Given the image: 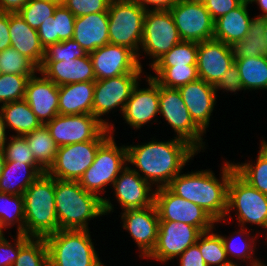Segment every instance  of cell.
<instances>
[{
  "label": "cell",
  "instance_id": "ba28073f",
  "mask_svg": "<svg viewBox=\"0 0 267 266\" xmlns=\"http://www.w3.org/2000/svg\"><path fill=\"white\" fill-rule=\"evenodd\" d=\"M182 41L203 42L214 39V19L202 0H178L169 10Z\"/></svg>",
  "mask_w": 267,
  "mask_h": 266
},
{
  "label": "cell",
  "instance_id": "c3c4849f",
  "mask_svg": "<svg viewBox=\"0 0 267 266\" xmlns=\"http://www.w3.org/2000/svg\"><path fill=\"white\" fill-rule=\"evenodd\" d=\"M226 88V90L236 91L243 87L239 69L234 63L221 77V79L214 85L217 87Z\"/></svg>",
  "mask_w": 267,
  "mask_h": 266
},
{
  "label": "cell",
  "instance_id": "f35d334b",
  "mask_svg": "<svg viewBox=\"0 0 267 266\" xmlns=\"http://www.w3.org/2000/svg\"><path fill=\"white\" fill-rule=\"evenodd\" d=\"M37 67L30 59L9 47L0 51V71L5 74L32 75Z\"/></svg>",
  "mask_w": 267,
  "mask_h": 266
},
{
  "label": "cell",
  "instance_id": "03108f58",
  "mask_svg": "<svg viewBox=\"0 0 267 266\" xmlns=\"http://www.w3.org/2000/svg\"><path fill=\"white\" fill-rule=\"evenodd\" d=\"M1 229H2V227H1V224H0V239H2L3 238V234H2V231H1Z\"/></svg>",
  "mask_w": 267,
  "mask_h": 266
},
{
  "label": "cell",
  "instance_id": "6125c7cd",
  "mask_svg": "<svg viewBox=\"0 0 267 266\" xmlns=\"http://www.w3.org/2000/svg\"><path fill=\"white\" fill-rule=\"evenodd\" d=\"M219 266H236V265L229 262V261H226V262H223L222 264H220Z\"/></svg>",
  "mask_w": 267,
  "mask_h": 266
},
{
  "label": "cell",
  "instance_id": "6da1fadb",
  "mask_svg": "<svg viewBox=\"0 0 267 266\" xmlns=\"http://www.w3.org/2000/svg\"><path fill=\"white\" fill-rule=\"evenodd\" d=\"M195 150L180 138L167 143L152 142L140 147H128L127 161L138 166L150 180L166 181L163 187H167Z\"/></svg>",
  "mask_w": 267,
  "mask_h": 266
},
{
  "label": "cell",
  "instance_id": "f5cc1de1",
  "mask_svg": "<svg viewBox=\"0 0 267 266\" xmlns=\"http://www.w3.org/2000/svg\"><path fill=\"white\" fill-rule=\"evenodd\" d=\"M11 47L9 13L0 11V51Z\"/></svg>",
  "mask_w": 267,
  "mask_h": 266
},
{
  "label": "cell",
  "instance_id": "7402d4cb",
  "mask_svg": "<svg viewBox=\"0 0 267 266\" xmlns=\"http://www.w3.org/2000/svg\"><path fill=\"white\" fill-rule=\"evenodd\" d=\"M123 215L127 223H124V227L131 232L139 247L148 256L154 249L158 237L160 220L155 204L143 209H128Z\"/></svg>",
  "mask_w": 267,
  "mask_h": 266
},
{
  "label": "cell",
  "instance_id": "4316f807",
  "mask_svg": "<svg viewBox=\"0 0 267 266\" xmlns=\"http://www.w3.org/2000/svg\"><path fill=\"white\" fill-rule=\"evenodd\" d=\"M95 82L59 86V114H92Z\"/></svg>",
  "mask_w": 267,
  "mask_h": 266
},
{
  "label": "cell",
  "instance_id": "74e56055",
  "mask_svg": "<svg viewBox=\"0 0 267 266\" xmlns=\"http://www.w3.org/2000/svg\"><path fill=\"white\" fill-rule=\"evenodd\" d=\"M59 3L49 0H29V2L18 12L24 21L34 29L53 16Z\"/></svg>",
  "mask_w": 267,
  "mask_h": 266
},
{
  "label": "cell",
  "instance_id": "5bb4252c",
  "mask_svg": "<svg viewBox=\"0 0 267 266\" xmlns=\"http://www.w3.org/2000/svg\"><path fill=\"white\" fill-rule=\"evenodd\" d=\"M207 233L183 222L159 221L157 242L148 256L162 261L171 259L196 244Z\"/></svg>",
  "mask_w": 267,
  "mask_h": 266
},
{
  "label": "cell",
  "instance_id": "9f6ffc18",
  "mask_svg": "<svg viewBox=\"0 0 267 266\" xmlns=\"http://www.w3.org/2000/svg\"><path fill=\"white\" fill-rule=\"evenodd\" d=\"M3 115H0V149H4L5 145V122L4 118H2Z\"/></svg>",
  "mask_w": 267,
  "mask_h": 266
},
{
  "label": "cell",
  "instance_id": "bcb514c9",
  "mask_svg": "<svg viewBox=\"0 0 267 266\" xmlns=\"http://www.w3.org/2000/svg\"><path fill=\"white\" fill-rule=\"evenodd\" d=\"M18 230L19 232H18V238H17L18 240L16 244L17 246L16 252L10 247V244L5 240L4 237L0 239V251L5 250L4 253L5 252L7 253L4 259H3V256L0 258V266H13V263L16 261V258L18 256L20 246L30 237L28 235L29 230L24 229V227L22 228V226H20ZM7 249L9 250V252ZM9 253L10 255H8Z\"/></svg>",
  "mask_w": 267,
  "mask_h": 266
},
{
  "label": "cell",
  "instance_id": "003e7915",
  "mask_svg": "<svg viewBox=\"0 0 267 266\" xmlns=\"http://www.w3.org/2000/svg\"><path fill=\"white\" fill-rule=\"evenodd\" d=\"M253 266H262V265L255 263Z\"/></svg>",
  "mask_w": 267,
  "mask_h": 266
},
{
  "label": "cell",
  "instance_id": "ab89813d",
  "mask_svg": "<svg viewBox=\"0 0 267 266\" xmlns=\"http://www.w3.org/2000/svg\"><path fill=\"white\" fill-rule=\"evenodd\" d=\"M33 75L5 74L0 75V101L5 104L23 100L25 97L26 85Z\"/></svg>",
  "mask_w": 267,
  "mask_h": 266
},
{
  "label": "cell",
  "instance_id": "8d00e7d4",
  "mask_svg": "<svg viewBox=\"0 0 267 266\" xmlns=\"http://www.w3.org/2000/svg\"><path fill=\"white\" fill-rule=\"evenodd\" d=\"M33 166V167H32ZM32 168L31 170H33L32 172H30V174H28V176L26 177V179L24 180V183H21L19 186L21 187L19 190L17 191H13L11 188L13 186V184L11 183V179H10V171L12 170H27L28 168ZM34 164H25V163H20V162H15V161H6L4 168H3V173L2 176L0 178V192L6 193V194H13V195H23V193L25 192V190L41 175L46 173V170L43 169V167H40L39 169H34ZM21 172V171H20ZM11 180V181H10ZM12 184V186H11ZM8 192V193H7Z\"/></svg>",
  "mask_w": 267,
  "mask_h": 266
},
{
  "label": "cell",
  "instance_id": "ffe728a7",
  "mask_svg": "<svg viewBox=\"0 0 267 266\" xmlns=\"http://www.w3.org/2000/svg\"><path fill=\"white\" fill-rule=\"evenodd\" d=\"M24 100L42 125L44 117H50L51 119H48L50 121L59 114V86L46 77L29 78Z\"/></svg>",
  "mask_w": 267,
  "mask_h": 266
},
{
  "label": "cell",
  "instance_id": "277c9868",
  "mask_svg": "<svg viewBox=\"0 0 267 266\" xmlns=\"http://www.w3.org/2000/svg\"><path fill=\"white\" fill-rule=\"evenodd\" d=\"M25 219L33 236L45 238L59 229L55 211V178L50 171L41 174L23 193Z\"/></svg>",
  "mask_w": 267,
  "mask_h": 266
},
{
  "label": "cell",
  "instance_id": "ee69618b",
  "mask_svg": "<svg viewBox=\"0 0 267 266\" xmlns=\"http://www.w3.org/2000/svg\"><path fill=\"white\" fill-rule=\"evenodd\" d=\"M6 153V154H5ZM4 155L6 161H15L25 164H36L33 152L27 144L25 136L14 137L6 149L4 148Z\"/></svg>",
  "mask_w": 267,
  "mask_h": 266
},
{
  "label": "cell",
  "instance_id": "2e32d148",
  "mask_svg": "<svg viewBox=\"0 0 267 266\" xmlns=\"http://www.w3.org/2000/svg\"><path fill=\"white\" fill-rule=\"evenodd\" d=\"M159 112L168 120L170 125L179 134V138L187 141L197 149L194 141L200 140L203 132L192 120L181 93L175 88H166L159 85Z\"/></svg>",
  "mask_w": 267,
  "mask_h": 266
},
{
  "label": "cell",
  "instance_id": "60d3db41",
  "mask_svg": "<svg viewBox=\"0 0 267 266\" xmlns=\"http://www.w3.org/2000/svg\"><path fill=\"white\" fill-rule=\"evenodd\" d=\"M48 51L51 54H49ZM87 54L88 53L75 40L69 39L49 45L45 49L43 62L64 61V59L75 60L76 58L85 57Z\"/></svg>",
  "mask_w": 267,
  "mask_h": 266
},
{
  "label": "cell",
  "instance_id": "30bf717a",
  "mask_svg": "<svg viewBox=\"0 0 267 266\" xmlns=\"http://www.w3.org/2000/svg\"><path fill=\"white\" fill-rule=\"evenodd\" d=\"M127 160V148L117 149L109 138L98 148L94 162L79 179L81 187L95 194L98 189L117 179V174L122 168L123 161Z\"/></svg>",
  "mask_w": 267,
  "mask_h": 266
},
{
  "label": "cell",
  "instance_id": "44dd1931",
  "mask_svg": "<svg viewBox=\"0 0 267 266\" xmlns=\"http://www.w3.org/2000/svg\"><path fill=\"white\" fill-rule=\"evenodd\" d=\"M194 123L203 131L215 101V87L198 78L178 88Z\"/></svg>",
  "mask_w": 267,
  "mask_h": 266
},
{
  "label": "cell",
  "instance_id": "8992f818",
  "mask_svg": "<svg viewBox=\"0 0 267 266\" xmlns=\"http://www.w3.org/2000/svg\"><path fill=\"white\" fill-rule=\"evenodd\" d=\"M109 44L134 51L142 42L145 8L133 0H111L108 8Z\"/></svg>",
  "mask_w": 267,
  "mask_h": 266
},
{
  "label": "cell",
  "instance_id": "cb8c5ba5",
  "mask_svg": "<svg viewBox=\"0 0 267 266\" xmlns=\"http://www.w3.org/2000/svg\"><path fill=\"white\" fill-rule=\"evenodd\" d=\"M151 89L136 91L134 87L130 100L123 103L122 111L125 119L131 125L138 127L150 120L159 112V84L149 78Z\"/></svg>",
  "mask_w": 267,
  "mask_h": 266
},
{
  "label": "cell",
  "instance_id": "7c38bea8",
  "mask_svg": "<svg viewBox=\"0 0 267 266\" xmlns=\"http://www.w3.org/2000/svg\"><path fill=\"white\" fill-rule=\"evenodd\" d=\"M182 40L169 10L145 12L142 44L159 60Z\"/></svg>",
  "mask_w": 267,
  "mask_h": 266
},
{
  "label": "cell",
  "instance_id": "836d02e7",
  "mask_svg": "<svg viewBox=\"0 0 267 266\" xmlns=\"http://www.w3.org/2000/svg\"><path fill=\"white\" fill-rule=\"evenodd\" d=\"M162 79L153 78L159 85L166 88H175L186 85L197 80L198 73L196 65L175 67H153Z\"/></svg>",
  "mask_w": 267,
  "mask_h": 266
},
{
  "label": "cell",
  "instance_id": "f1b7e54d",
  "mask_svg": "<svg viewBox=\"0 0 267 266\" xmlns=\"http://www.w3.org/2000/svg\"><path fill=\"white\" fill-rule=\"evenodd\" d=\"M1 110L4 114L3 118L8 122L9 126L23 134V136L42 125L24 99L7 104L4 103Z\"/></svg>",
  "mask_w": 267,
  "mask_h": 266
},
{
  "label": "cell",
  "instance_id": "9c48e42d",
  "mask_svg": "<svg viewBox=\"0 0 267 266\" xmlns=\"http://www.w3.org/2000/svg\"><path fill=\"white\" fill-rule=\"evenodd\" d=\"M160 221L183 222L209 232L215 220L200 206L174 194L168 187H161L154 194Z\"/></svg>",
  "mask_w": 267,
  "mask_h": 266
},
{
  "label": "cell",
  "instance_id": "1f68e13d",
  "mask_svg": "<svg viewBox=\"0 0 267 266\" xmlns=\"http://www.w3.org/2000/svg\"><path fill=\"white\" fill-rule=\"evenodd\" d=\"M234 63L239 69L244 88H267V55L235 58Z\"/></svg>",
  "mask_w": 267,
  "mask_h": 266
},
{
  "label": "cell",
  "instance_id": "7bdbcfd3",
  "mask_svg": "<svg viewBox=\"0 0 267 266\" xmlns=\"http://www.w3.org/2000/svg\"><path fill=\"white\" fill-rule=\"evenodd\" d=\"M53 16L56 27V43L72 39L76 18L74 14L63 4H59Z\"/></svg>",
  "mask_w": 267,
  "mask_h": 266
},
{
  "label": "cell",
  "instance_id": "9a60e30c",
  "mask_svg": "<svg viewBox=\"0 0 267 266\" xmlns=\"http://www.w3.org/2000/svg\"><path fill=\"white\" fill-rule=\"evenodd\" d=\"M132 50L127 47L106 44L89 53L96 80L123 74H140L141 66Z\"/></svg>",
  "mask_w": 267,
  "mask_h": 266
},
{
  "label": "cell",
  "instance_id": "91938a15",
  "mask_svg": "<svg viewBox=\"0 0 267 266\" xmlns=\"http://www.w3.org/2000/svg\"><path fill=\"white\" fill-rule=\"evenodd\" d=\"M222 240H223V243H224V247H225V251H226V254L228 253V252H232V254H234L233 253V251H232V249H230V246H229V244H228V241H226V239H224L223 237H222ZM230 249V250H229ZM237 251V254H238V251L239 250H236ZM235 252V251H234ZM241 252V251H240ZM245 252V250L243 249V252L242 253H244Z\"/></svg>",
  "mask_w": 267,
  "mask_h": 266
},
{
  "label": "cell",
  "instance_id": "db71d44e",
  "mask_svg": "<svg viewBox=\"0 0 267 266\" xmlns=\"http://www.w3.org/2000/svg\"><path fill=\"white\" fill-rule=\"evenodd\" d=\"M29 0H0V11L18 13Z\"/></svg>",
  "mask_w": 267,
  "mask_h": 266
},
{
  "label": "cell",
  "instance_id": "52a82bcc",
  "mask_svg": "<svg viewBox=\"0 0 267 266\" xmlns=\"http://www.w3.org/2000/svg\"><path fill=\"white\" fill-rule=\"evenodd\" d=\"M58 147L92 140H107L108 126L93 114L56 115L44 123Z\"/></svg>",
  "mask_w": 267,
  "mask_h": 266
},
{
  "label": "cell",
  "instance_id": "681fc988",
  "mask_svg": "<svg viewBox=\"0 0 267 266\" xmlns=\"http://www.w3.org/2000/svg\"><path fill=\"white\" fill-rule=\"evenodd\" d=\"M11 196L10 197H13L15 198L14 199V202L12 205H14L16 207V216H20V219H25V206H24V197L23 195H13V194H10ZM6 193H3V192H0V201L1 200H4L5 198V201L8 199L10 201L11 198H7L6 197ZM3 202V201H2ZM14 207V208H15ZM6 208V207H5ZM0 209V224H1V227H3L5 225V223L7 224L8 222H6L7 220L10 221L12 219L11 218V215L8 213V211L6 209ZM5 210V211H4Z\"/></svg>",
  "mask_w": 267,
  "mask_h": 266
},
{
  "label": "cell",
  "instance_id": "6f0895ef",
  "mask_svg": "<svg viewBox=\"0 0 267 266\" xmlns=\"http://www.w3.org/2000/svg\"><path fill=\"white\" fill-rule=\"evenodd\" d=\"M5 155H4V149H0V178L2 176V173H3V168H4V165H5Z\"/></svg>",
  "mask_w": 267,
  "mask_h": 266
},
{
  "label": "cell",
  "instance_id": "4fadbf2b",
  "mask_svg": "<svg viewBox=\"0 0 267 266\" xmlns=\"http://www.w3.org/2000/svg\"><path fill=\"white\" fill-rule=\"evenodd\" d=\"M227 205L228 210L234 206L238 208L243 223L247 221L267 227V195L249 185L236 172L228 183Z\"/></svg>",
  "mask_w": 267,
  "mask_h": 266
},
{
  "label": "cell",
  "instance_id": "7a4b0ae2",
  "mask_svg": "<svg viewBox=\"0 0 267 266\" xmlns=\"http://www.w3.org/2000/svg\"><path fill=\"white\" fill-rule=\"evenodd\" d=\"M234 172V165L225 166L223 184H219L211 172L177 175L167 187L174 194L202 207L215 221H218L226 215L225 210L228 211V183Z\"/></svg>",
  "mask_w": 267,
  "mask_h": 266
},
{
  "label": "cell",
  "instance_id": "ac0fdd59",
  "mask_svg": "<svg viewBox=\"0 0 267 266\" xmlns=\"http://www.w3.org/2000/svg\"><path fill=\"white\" fill-rule=\"evenodd\" d=\"M139 74H123L95 81L92 114L97 118L130 98Z\"/></svg>",
  "mask_w": 267,
  "mask_h": 266
},
{
  "label": "cell",
  "instance_id": "3957f363",
  "mask_svg": "<svg viewBox=\"0 0 267 266\" xmlns=\"http://www.w3.org/2000/svg\"><path fill=\"white\" fill-rule=\"evenodd\" d=\"M111 208L108 201L85 191L78 181L55 179V211L60 230H85V220Z\"/></svg>",
  "mask_w": 267,
  "mask_h": 266
},
{
  "label": "cell",
  "instance_id": "b9f144b4",
  "mask_svg": "<svg viewBox=\"0 0 267 266\" xmlns=\"http://www.w3.org/2000/svg\"><path fill=\"white\" fill-rule=\"evenodd\" d=\"M198 246L207 266L219 264L227 256L221 236L209 235Z\"/></svg>",
  "mask_w": 267,
  "mask_h": 266
},
{
  "label": "cell",
  "instance_id": "f546056e",
  "mask_svg": "<svg viewBox=\"0 0 267 266\" xmlns=\"http://www.w3.org/2000/svg\"><path fill=\"white\" fill-rule=\"evenodd\" d=\"M265 18L251 20L247 36L232 45L235 58L258 57L267 55V45L264 41Z\"/></svg>",
  "mask_w": 267,
  "mask_h": 266
},
{
  "label": "cell",
  "instance_id": "816d5d0a",
  "mask_svg": "<svg viewBox=\"0 0 267 266\" xmlns=\"http://www.w3.org/2000/svg\"><path fill=\"white\" fill-rule=\"evenodd\" d=\"M181 266H207L198 243L188 247L181 255Z\"/></svg>",
  "mask_w": 267,
  "mask_h": 266
},
{
  "label": "cell",
  "instance_id": "7dc6e473",
  "mask_svg": "<svg viewBox=\"0 0 267 266\" xmlns=\"http://www.w3.org/2000/svg\"><path fill=\"white\" fill-rule=\"evenodd\" d=\"M202 2L214 21L241 4L239 0H202Z\"/></svg>",
  "mask_w": 267,
  "mask_h": 266
},
{
  "label": "cell",
  "instance_id": "5b68a950",
  "mask_svg": "<svg viewBox=\"0 0 267 266\" xmlns=\"http://www.w3.org/2000/svg\"><path fill=\"white\" fill-rule=\"evenodd\" d=\"M49 266H102L85 230H58L44 238Z\"/></svg>",
  "mask_w": 267,
  "mask_h": 266
},
{
  "label": "cell",
  "instance_id": "4dcf8cb0",
  "mask_svg": "<svg viewBox=\"0 0 267 266\" xmlns=\"http://www.w3.org/2000/svg\"><path fill=\"white\" fill-rule=\"evenodd\" d=\"M25 138L33 152L35 161L39 164H44L43 169L47 171L53 164L58 149L49 129L43 124L38 129L25 135Z\"/></svg>",
  "mask_w": 267,
  "mask_h": 266
},
{
  "label": "cell",
  "instance_id": "e0dca14e",
  "mask_svg": "<svg viewBox=\"0 0 267 266\" xmlns=\"http://www.w3.org/2000/svg\"><path fill=\"white\" fill-rule=\"evenodd\" d=\"M232 46L211 39L198 43L197 73L206 83L215 85L234 64Z\"/></svg>",
  "mask_w": 267,
  "mask_h": 266
},
{
  "label": "cell",
  "instance_id": "680465c9",
  "mask_svg": "<svg viewBox=\"0 0 267 266\" xmlns=\"http://www.w3.org/2000/svg\"><path fill=\"white\" fill-rule=\"evenodd\" d=\"M255 1V0H252ZM261 5L262 10L266 13L261 18H267V0H256Z\"/></svg>",
  "mask_w": 267,
  "mask_h": 266
},
{
  "label": "cell",
  "instance_id": "f6af8a7d",
  "mask_svg": "<svg viewBox=\"0 0 267 266\" xmlns=\"http://www.w3.org/2000/svg\"><path fill=\"white\" fill-rule=\"evenodd\" d=\"M111 0H64L62 3L75 17L83 15L107 12Z\"/></svg>",
  "mask_w": 267,
  "mask_h": 266
},
{
  "label": "cell",
  "instance_id": "d4e9b609",
  "mask_svg": "<svg viewBox=\"0 0 267 266\" xmlns=\"http://www.w3.org/2000/svg\"><path fill=\"white\" fill-rule=\"evenodd\" d=\"M9 31L11 47L40 68L45 49L40 43L37 30L31 28L18 13H9Z\"/></svg>",
  "mask_w": 267,
  "mask_h": 266
},
{
  "label": "cell",
  "instance_id": "e575fe53",
  "mask_svg": "<svg viewBox=\"0 0 267 266\" xmlns=\"http://www.w3.org/2000/svg\"><path fill=\"white\" fill-rule=\"evenodd\" d=\"M235 172L249 185L267 195V144L264 143L254 167L234 165Z\"/></svg>",
  "mask_w": 267,
  "mask_h": 266
},
{
  "label": "cell",
  "instance_id": "be15d7a7",
  "mask_svg": "<svg viewBox=\"0 0 267 266\" xmlns=\"http://www.w3.org/2000/svg\"><path fill=\"white\" fill-rule=\"evenodd\" d=\"M49 1H55V2H57L59 4H62L64 2V0H49Z\"/></svg>",
  "mask_w": 267,
  "mask_h": 266
},
{
  "label": "cell",
  "instance_id": "e7e4bbea",
  "mask_svg": "<svg viewBox=\"0 0 267 266\" xmlns=\"http://www.w3.org/2000/svg\"><path fill=\"white\" fill-rule=\"evenodd\" d=\"M241 3H249L250 1L252 2V0H239Z\"/></svg>",
  "mask_w": 267,
  "mask_h": 266
},
{
  "label": "cell",
  "instance_id": "94428289",
  "mask_svg": "<svg viewBox=\"0 0 267 266\" xmlns=\"http://www.w3.org/2000/svg\"><path fill=\"white\" fill-rule=\"evenodd\" d=\"M263 37H264V41L267 45V18H265V29H264Z\"/></svg>",
  "mask_w": 267,
  "mask_h": 266
},
{
  "label": "cell",
  "instance_id": "8fae6325",
  "mask_svg": "<svg viewBox=\"0 0 267 266\" xmlns=\"http://www.w3.org/2000/svg\"><path fill=\"white\" fill-rule=\"evenodd\" d=\"M106 140H92L58 147L55 160L49 170L56 179L79 181L92 165L98 148Z\"/></svg>",
  "mask_w": 267,
  "mask_h": 266
},
{
  "label": "cell",
  "instance_id": "603a6c76",
  "mask_svg": "<svg viewBox=\"0 0 267 266\" xmlns=\"http://www.w3.org/2000/svg\"><path fill=\"white\" fill-rule=\"evenodd\" d=\"M72 39L87 53L109 44L108 12H97L76 17Z\"/></svg>",
  "mask_w": 267,
  "mask_h": 266
},
{
  "label": "cell",
  "instance_id": "f907efd6",
  "mask_svg": "<svg viewBox=\"0 0 267 266\" xmlns=\"http://www.w3.org/2000/svg\"><path fill=\"white\" fill-rule=\"evenodd\" d=\"M41 45L46 49L49 45L56 43V27L54 16L49 17L37 29Z\"/></svg>",
  "mask_w": 267,
  "mask_h": 266
},
{
  "label": "cell",
  "instance_id": "484cf974",
  "mask_svg": "<svg viewBox=\"0 0 267 266\" xmlns=\"http://www.w3.org/2000/svg\"><path fill=\"white\" fill-rule=\"evenodd\" d=\"M124 171L122 177L113 183L121 205L126 210L143 209L154 205V194L151 198H147L149 187L146 185H148V180L139 178L136 171L128 168H125Z\"/></svg>",
  "mask_w": 267,
  "mask_h": 266
},
{
  "label": "cell",
  "instance_id": "d6986e66",
  "mask_svg": "<svg viewBox=\"0 0 267 266\" xmlns=\"http://www.w3.org/2000/svg\"><path fill=\"white\" fill-rule=\"evenodd\" d=\"M39 71L57 86L79 82H95L93 64L89 53L82 58L64 61L42 62Z\"/></svg>",
  "mask_w": 267,
  "mask_h": 266
},
{
  "label": "cell",
  "instance_id": "d6a6232c",
  "mask_svg": "<svg viewBox=\"0 0 267 266\" xmlns=\"http://www.w3.org/2000/svg\"><path fill=\"white\" fill-rule=\"evenodd\" d=\"M198 42L181 41L159 60L154 61L153 67H175L196 65Z\"/></svg>",
  "mask_w": 267,
  "mask_h": 266
},
{
  "label": "cell",
  "instance_id": "83f0119b",
  "mask_svg": "<svg viewBox=\"0 0 267 266\" xmlns=\"http://www.w3.org/2000/svg\"><path fill=\"white\" fill-rule=\"evenodd\" d=\"M247 4L248 3H241L234 10H231L229 13L215 20V40L232 46L237 41L243 40L247 36L251 24L246 10Z\"/></svg>",
  "mask_w": 267,
  "mask_h": 266
},
{
  "label": "cell",
  "instance_id": "d590c367",
  "mask_svg": "<svg viewBox=\"0 0 267 266\" xmlns=\"http://www.w3.org/2000/svg\"><path fill=\"white\" fill-rule=\"evenodd\" d=\"M36 243L29 237L21 246L13 266H49L48 249L44 238Z\"/></svg>",
  "mask_w": 267,
  "mask_h": 266
},
{
  "label": "cell",
  "instance_id": "11a10c76",
  "mask_svg": "<svg viewBox=\"0 0 267 266\" xmlns=\"http://www.w3.org/2000/svg\"><path fill=\"white\" fill-rule=\"evenodd\" d=\"M133 1L141 5L143 8L145 7L142 3L146 2L158 6L155 8V10H170L177 3L178 0H141L143 2H141L140 0Z\"/></svg>",
  "mask_w": 267,
  "mask_h": 266
}]
</instances>
